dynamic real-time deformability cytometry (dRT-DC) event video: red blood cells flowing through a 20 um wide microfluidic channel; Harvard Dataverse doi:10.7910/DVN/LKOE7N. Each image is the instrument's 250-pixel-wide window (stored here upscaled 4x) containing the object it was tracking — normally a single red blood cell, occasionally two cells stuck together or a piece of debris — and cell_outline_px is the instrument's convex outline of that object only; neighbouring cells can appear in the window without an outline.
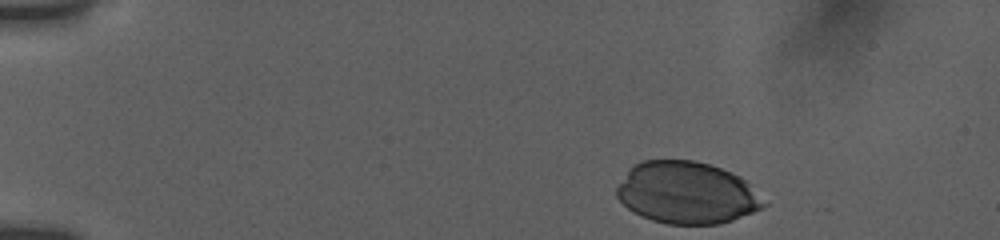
{"species": "human", "species_latin": "Homo sapiens", "temperature_condition": "room temperature", "stored_images_in_passage": 39, "camera_frame_rate_fps": 3000, "um_per_image_px": 0.085, "donor": {"sex": "female"}, "frame": {"image": 1, "passage_image": 1, "time_ms": 0.0, "image_size_px": [1000, 240], "cell_outline_px": [[768, 204], [764, 208], [732, 220], [720, 224], [668, 224], [652, 220], [640, 216], [632, 212], [616, 196], [616, 188], [632, 164], [644, 160], [692, 160], [708, 164], [720, 168], [740, 176]], "centroid_in_image_um": [58.36, 16.39], "position_along_channel_um": 26.6, "area_um2": 53.06}}
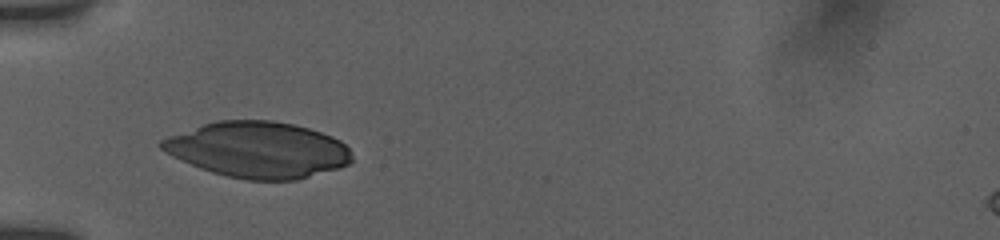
{"frame": {"image": 2, "passage_image": 11, "time_ms": 3.333, "image_size_px": [1000, 240], "cell_outline_px": [[352, 160], [348, 164], [340, 168], [296, 180], [248, 180], [228, 176], [212, 172], [200, 168], [172, 156], [164, 152], [156, 144], [160, 140], [168, 136], [216, 120], [272, 120], [296, 124], [332, 136], [340, 140], [348, 148], [352, 156]], "centroid_in_image_um": [21.92, 12.72], "position_along_channel_um": 63.1, "area_um2": 62.14}}